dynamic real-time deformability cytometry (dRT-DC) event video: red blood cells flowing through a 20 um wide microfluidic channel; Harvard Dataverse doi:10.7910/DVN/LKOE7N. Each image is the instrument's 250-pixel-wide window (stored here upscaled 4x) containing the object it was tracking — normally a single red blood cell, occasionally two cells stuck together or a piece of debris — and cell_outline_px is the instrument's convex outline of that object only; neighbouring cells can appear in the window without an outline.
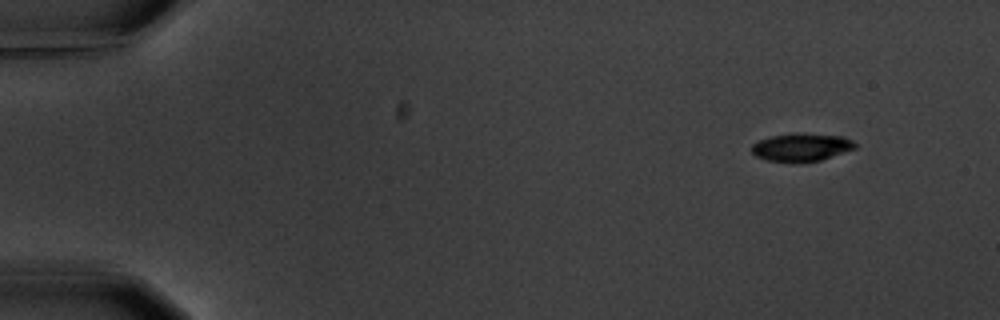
{"species": "common noctule bat (a hibernating species)", "species_latin": "Nyctalus noctula", "temperature_condition": "warm", "stored_images_in_passage": 4, "segment_of_instrument_passage": [2, 2], "camera_frame_rate_fps": 3000, "um_per_image_px": 0.085, "animal": {"sex": "male", "body_mass_g": 20.1, "forearm_length_mm": 53.5}, "frame": {"image": 1, "passage_image": 4, "time_ms": 5.0, "image_size_px": [1000, 320], "cell_outline_px": [[856, 148], [820, 160], [800, 164], [796, 164], [768, 160], [756, 156], [752, 152], [752, 144], [760, 140], [772, 136], [792, 132], [796, 132], [844, 136], [852, 140], [856, 144]], "centroid_in_image_um": [68.12, 12.52], "position_along_channel_um": 16.9, "area_um2": 17.22}}